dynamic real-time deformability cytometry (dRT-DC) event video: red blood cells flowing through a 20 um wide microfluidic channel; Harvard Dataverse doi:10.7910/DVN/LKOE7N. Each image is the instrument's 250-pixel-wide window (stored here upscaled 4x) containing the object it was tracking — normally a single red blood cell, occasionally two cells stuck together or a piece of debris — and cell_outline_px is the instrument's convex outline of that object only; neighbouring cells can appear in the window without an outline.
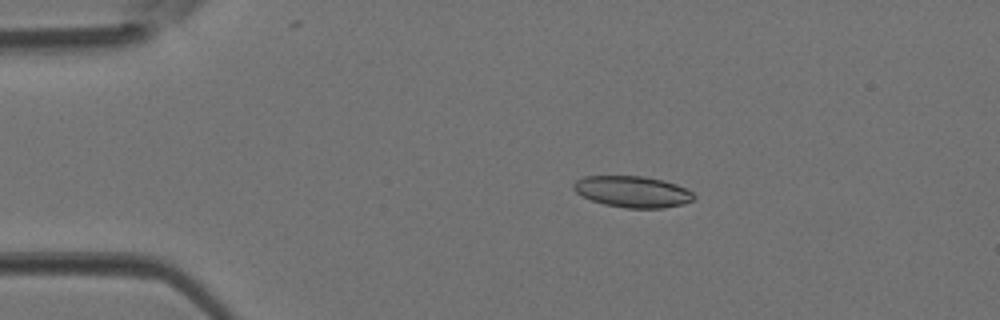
{"species": "Egyptian fruit bat (a non-hibernating species)", "species_latin": "Rousettus aegyptiacus", "temperature_condition": "room temperature", "stored_images_in_passage": 4, "camera_frame_rate_fps": 3000, "um_per_image_px": 0.085, "animal": {"sex": "female"}, "frame": {"image": 1, "passage_image": 3, "time_ms": 0.667, "image_size_px": [1000, 320], "cell_outline_px": [[696, 196], [692, 200], [684, 204], [664, 208], [624, 208], [604, 204], [592, 200], [576, 192], [572, 188], [572, 184], [576, 180], [584, 176], [644, 176], [664, 180], [676, 184], [692, 192]], "centroid_in_image_um": [53.77, 16.29], "position_along_channel_um": 31.2, "area_um2": 22.02}}